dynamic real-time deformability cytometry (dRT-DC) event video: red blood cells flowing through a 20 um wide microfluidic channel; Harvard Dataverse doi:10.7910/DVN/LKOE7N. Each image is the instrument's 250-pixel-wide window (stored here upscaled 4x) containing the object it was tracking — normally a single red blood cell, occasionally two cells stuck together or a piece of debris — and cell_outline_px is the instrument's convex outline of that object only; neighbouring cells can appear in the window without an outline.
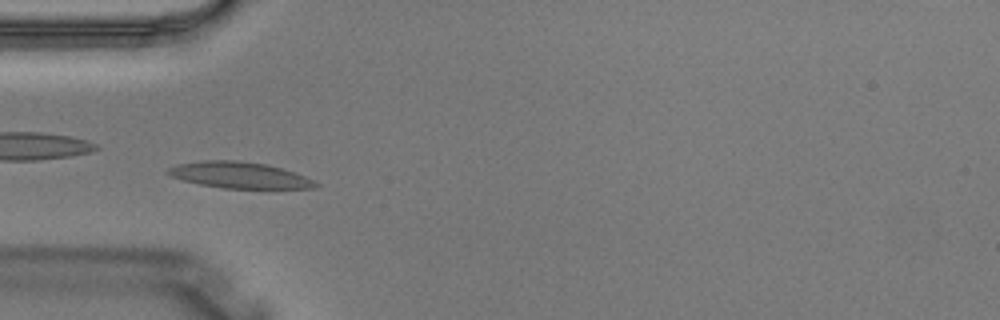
{"species": "Egyptian fruit bat (a non-hibernating species)", "species_latin": "Rousettus aegyptiacus", "temperature_condition": "warm", "stored_images_in_passage": 5, "camera_frame_rate_fps": 3000, "um_per_image_px": 0.085, "animal": {"sex": "male"}, "frame": {"image": 1, "passage_image": 4, "time_ms": 1.0, "image_size_px": [1000, 320], "cell_outline_px": [[320, 184], [316, 188], [224, 188], [200, 184], [184, 180], [172, 176], [164, 172], [168, 168], [176, 164], [204, 160], [236, 160], [264, 164], [280, 168], [304, 176]], "centroid_in_image_um": [20.31, 14.88], "position_along_channel_um": 64.7, "area_um2": 22.25}}